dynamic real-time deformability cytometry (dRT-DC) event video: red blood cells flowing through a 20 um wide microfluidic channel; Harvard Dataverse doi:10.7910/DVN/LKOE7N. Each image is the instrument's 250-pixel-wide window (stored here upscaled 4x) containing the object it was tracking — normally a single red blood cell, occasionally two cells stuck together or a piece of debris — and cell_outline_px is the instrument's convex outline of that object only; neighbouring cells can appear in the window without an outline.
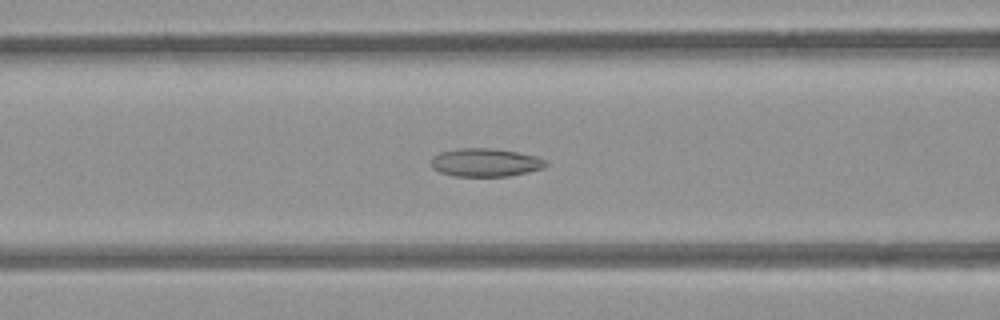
{"species": "common noctule bat (a hibernating species)", "species_latin": "Nyctalus noctula", "temperature_condition": "room temperature", "stored_images_in_passage": 44, "camera_frame_rate_fps": 3000, "um_per_image_px": 0.085, "animal": {"sex": "female", "body_mass_g": 21.9}, "frame": {"image": 1, "passage_image": 11, "time_ms": 3.333, "image_size_px": [1000, 320], "cell_outline_px": [[548, 164], [544, 168], [528, 172], [508, 176], [452, 176], [440, 172], [432, 168], [428, 164], [432, 156], [440, 152], [460, 148], [492, 148], [516, 152], [536, 156], [544, 160]], "centroid_in_image_um": [41.2, 13.81], "position_along_channel_um": 125.4, "area_um2": 19.02}}
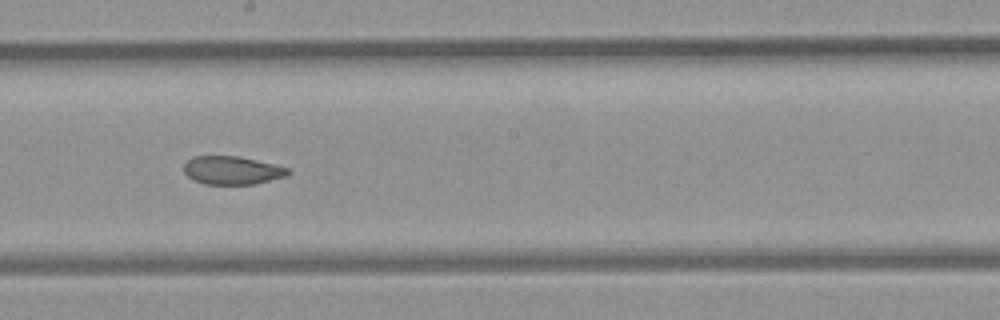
{"frame": {"image": 2, "passage_image": 19, "time_ms": 6.0, "image_size_px": [1000, 320], "cell_outline_px": [[292, 172], [288, 176], [256, 184], [204, 184], [188, 176], [184, 172], [184, 164], [192, 156], [236, 156], [256, 160], [288, 168]], "centroid_in_image_um": [19.75, 14.48], "position_along_channel_um": 228.4, "area_um2": 17.11}}
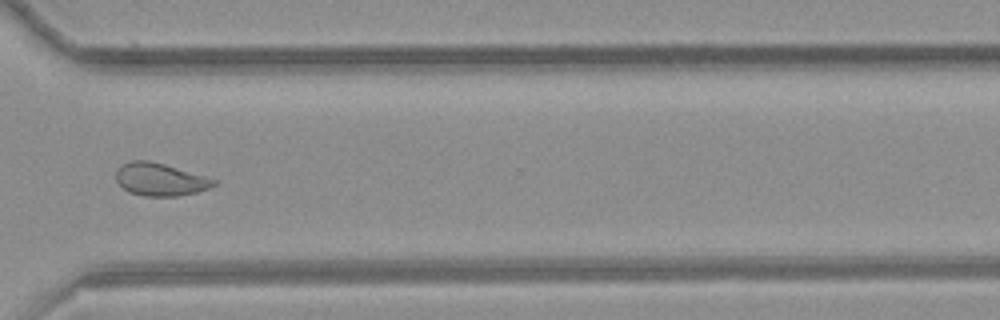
{"frame": {"image": 3, "passage_image": 29, "time_ms": 9.333, "image_size_px": [1000, 320], "cell_outline_px": [[216, 184], [208, 188], [196, 192], [176, 196], [144, 196], [128, 192], [116, 180], [116, 172], [124, 164], [132, 160], [148, 160], [164, 164], [208, 176], [216, 180]], "centroid_in_image_um": [13.63, 15.25], "position_along_channel_um": 357.0, "area_um2": 18.5}, "authors_computed_cell_mechanics": {"area_um2": 19.2763, "velocity_mm_per_s": 3.863, "shape_relaxation_time_tau1_ms": null, "shape_relaxation_time_tau2_ms": 2.1406, "deformation_change_tau1": null, "deformation_change_tau2": 0.0705}}